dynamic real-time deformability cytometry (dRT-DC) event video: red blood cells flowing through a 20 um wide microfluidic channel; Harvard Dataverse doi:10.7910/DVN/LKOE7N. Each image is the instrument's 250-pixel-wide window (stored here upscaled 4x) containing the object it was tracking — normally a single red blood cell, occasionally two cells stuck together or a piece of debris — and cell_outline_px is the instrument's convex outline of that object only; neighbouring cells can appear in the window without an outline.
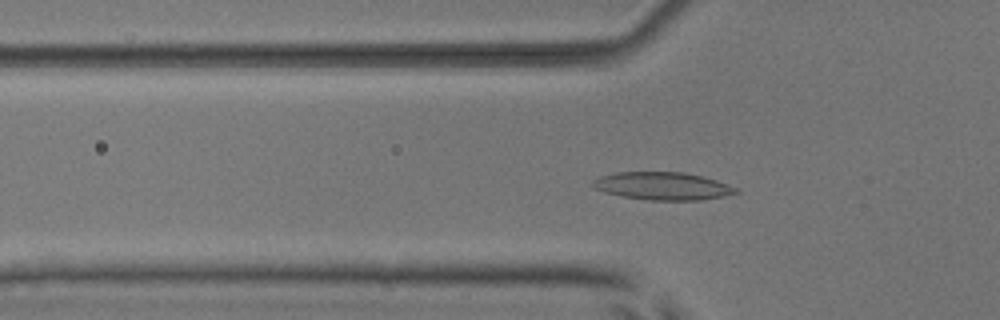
{"species": "common noctule bat (a hibernating species)", "species_latin": "Nyctalus noctula", "temperature_condition": "room temperature", "stored_images_in_passage": 54, "camera_frame_rate_fps": 3000, "um_per_image_px": 0.085, "animal": {"sex": "male", "body_mass_g": 17.9, "forearm_length_mm": 54.2}, "frame": {"image": 1, "passage_image": 19, "time_ms": 6.0, "image_size_px": [1000, 320], "cell_outline_px": [[736, 192], [720, 196], [696, 200], [652, 200], [624, 196], [608, 192], [596, 188], [592, 184], [596, 180], [604, 176], [620, 172], [680, 172], [700, 176], [724, 184], [732, 188]], "centroid_in_image_um": [56.27, 15.81], "position_along_channel_um": 69.5, "area_um2": 21.85}}
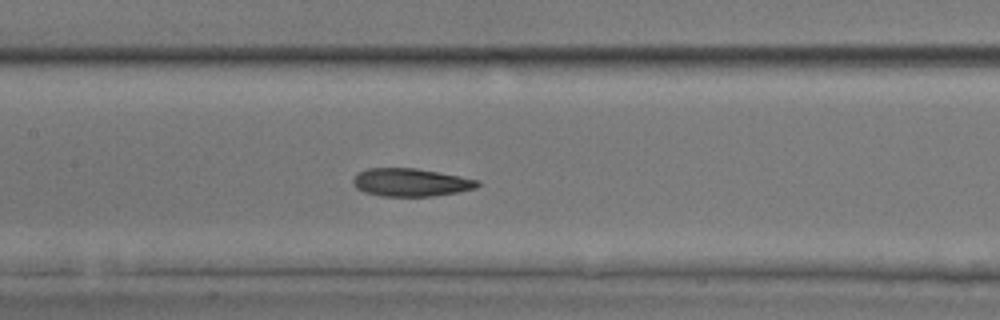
{"frame": {"image": 2, "passage_image": 27, "time_ms": 8.667, "image_size_px": [1000, 320], "cell_outline_px": [[480, 184], [472, 188], [456, 192], [428, 196], [388, 196], [368, 192], [360, 188], [352, 180], [360, 172], [368, 168], [412, 168], [436, 172], [476, 180]], "centroid_in_image_um": [34.9, 15.49], "position_along_channel_um": 172.5, "area_um2": 19.25}}
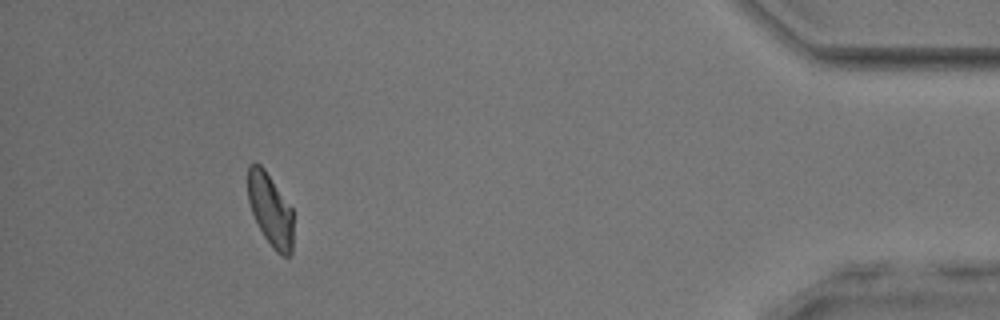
{"frame": {"image": 3, "passage_image": 50, "time_ms": 16.333, "image_size_px": [1000, 320], "cell_outline_px": [[292, 252], [288, 256], [284, 256], [276, 252], [264, 236], [252, 212], [248, 200], [248, 168], [252, 164], [260, 164], [264, 168], [292, 208]], "centroid_in_image_um": [22.98, 17.84], "position_along_channel_um": 412.2, "area_um2": 18.84}, "authors_computed_cell_mechanics": {"area_um2": 19.2763, "velocity_mm_per_s": 3.893, "shape_relaxation_time_tau1_ms": null, "shape_relaxation_time_tau2_ms": 2.9843, "deformation_change_tau1": null, "deformation_change_tau2": 0.0993}}